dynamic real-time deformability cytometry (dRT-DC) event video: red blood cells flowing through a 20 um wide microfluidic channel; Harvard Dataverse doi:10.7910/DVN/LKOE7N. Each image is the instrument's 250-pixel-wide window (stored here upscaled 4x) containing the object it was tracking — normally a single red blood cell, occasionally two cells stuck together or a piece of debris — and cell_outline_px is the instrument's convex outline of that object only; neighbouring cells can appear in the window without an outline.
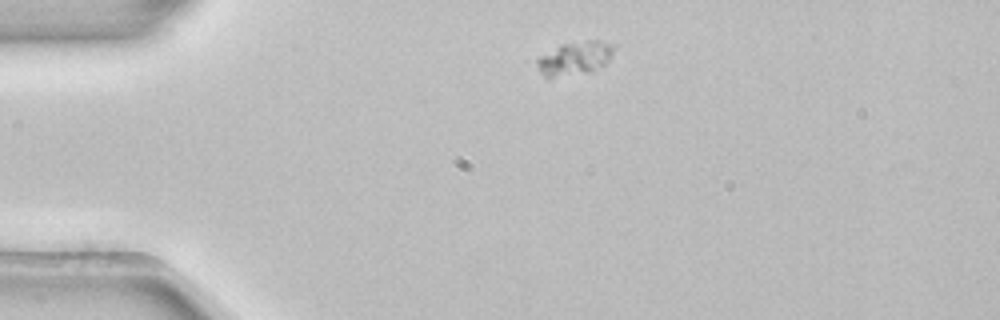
{"species": "common noctule bat (a hibernating species)", "species_latin": "Nyctalus noctula", "temperature_condition": "room temperature", "stored_images_in_passage": 2, "camera_frame_rate_fps": 3000, "um_per_image_px": 0.085, "animal": {"sex": "female", "body_mass_g": 22.7, "forearm_length_mm": 54.2}, "frame": {"image": 1, "passage_image": 1, "time_ms": 0.0, "image_size_px": [1000, 320], "cell_outline_px": [[616, 44], [612, 56], [604, 64], [592, 72], [548, 80], [540, 72], [536, 64], [536, 60], [540, 56], [560, 44], [588, 40], [600, 40]], "centroid_in_image_um": [48.85, 4.98], "position_along_channel_um": 36.1, "area_um2": 15.61}}